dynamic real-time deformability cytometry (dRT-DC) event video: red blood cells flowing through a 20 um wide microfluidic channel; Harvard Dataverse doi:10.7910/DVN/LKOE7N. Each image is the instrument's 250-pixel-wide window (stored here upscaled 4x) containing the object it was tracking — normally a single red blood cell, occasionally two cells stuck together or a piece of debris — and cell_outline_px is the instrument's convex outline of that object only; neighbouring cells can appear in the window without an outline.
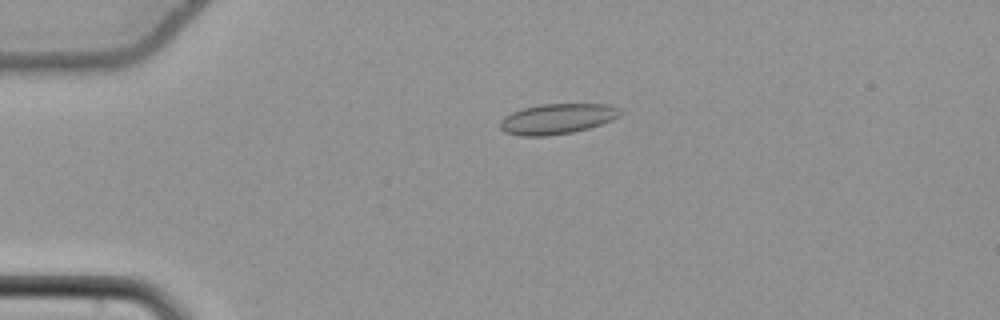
{"species": "common noctule bat (a hibernating species)", "species_latin": "Nyctalus noctula", "temperature_condition": "cold", "stored_images_in_passage": 54, "camera_frame_rate_fps": 3000, "um_per_image_px": 0.085, "animal": {"sex": "female", "body_mass_g": 22.7, "forearm_length_mm": 54.2}, "frame": {"image": 1, "passage_image": 13, "time_ms": 4.0, "image_size_px": [1000, 320], "cell_outline_px": [[624, 112], [620, 116], [612, 120], [588, 128], [572, 132], [548, 136], [520, 136], [504, 132], [500, 128], [500, 120], [504, 116], [512, 112], [524, 108], [540, 104], [608, 104], [620, 108]], "centroid_in_image_um": [47.37, 10.1], "position_along_channel_um": 37.6, "area_um2": 21.39}}
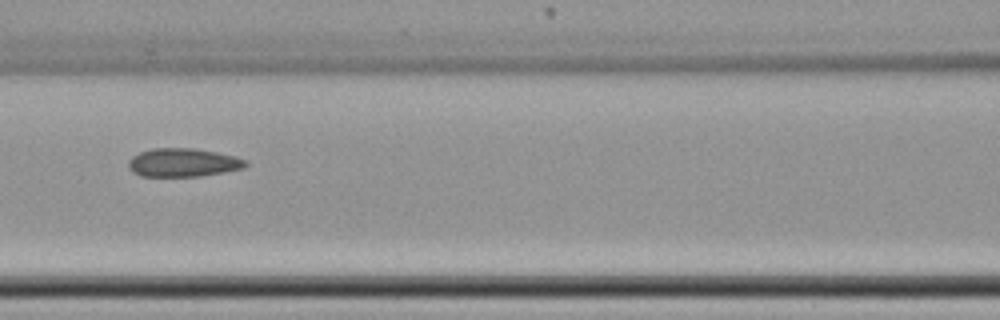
{"frame": {"image": 2, "passage_image": 25, "time_ms": 8.0, "image_size_px": [1000, 320], "cell_outline_px": [[248, 164], [244, 168], [224, 172], [200, 176], [140, 176], [132, 172], [128, 168], [128, 160], [132, 156], [140, 152], [152, 148], [192, 148], [216, 152], [236, 156], [248, 160]], "centroid_in_image_um": [15.56, 13.81], "position_along_channel_um": 151.0, "area_um2": 19.59}}
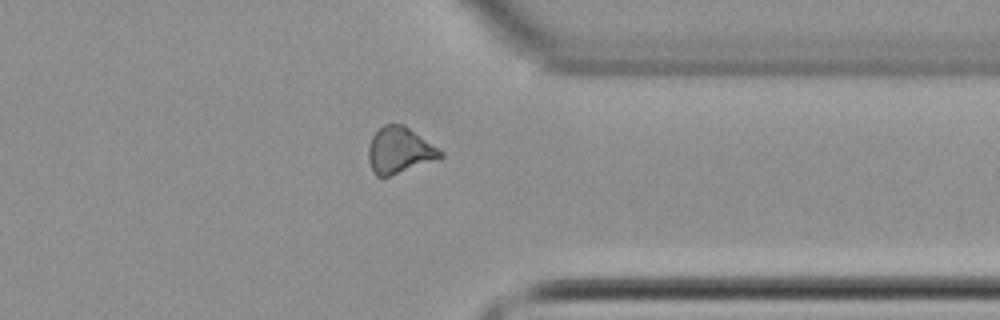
{"frame": {"image": 3, "passage_image": 43, "time_ms": 14.0, "image_size_px": [1000, 320], "cell_outline_px": [[444, 156], [440, 160], [388, 176], [376, 176], [372, 172], [368, 160], [368, 144], [372, 136], [384, 124], [404, 124], [444, 152]], "centroid_in_image_um": [33.97, 12.79], "position_along_channel_um": 377.4, "area_um2": 19.65}, "authors_computed_cell_mechanics": {"area_um2": 19.8832, "velocity_mm_per_s": 3.8407, "shape_relaxation_time_tau1_ms": 9.3954, "shape_relaxation_time_tau2_ms": 3.6073, "deformation_change_tau1": 0.0995, "deformation_change_tau2": 0.1129}}